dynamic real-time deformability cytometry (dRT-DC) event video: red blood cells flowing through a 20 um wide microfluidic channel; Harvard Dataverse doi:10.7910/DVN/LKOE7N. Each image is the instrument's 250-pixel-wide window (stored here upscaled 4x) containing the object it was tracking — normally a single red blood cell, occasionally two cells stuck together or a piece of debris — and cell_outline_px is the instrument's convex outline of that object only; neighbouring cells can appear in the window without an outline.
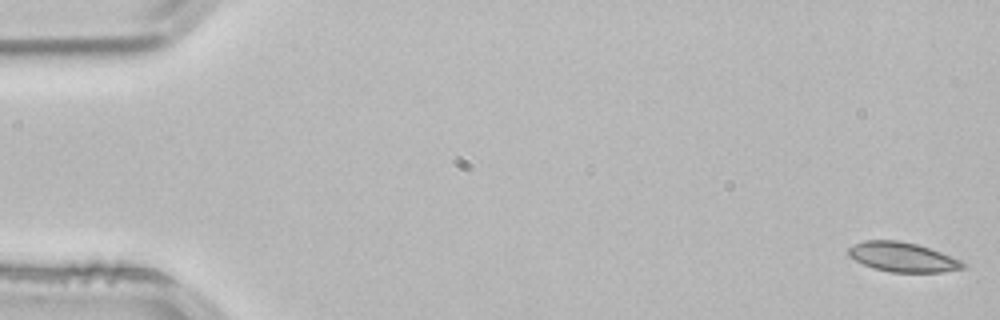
{"species": "common noctule bat (a hibernating species)", "species_latin": "Nyctalus noctula", "temperature_condition": "room temperature", "stored_images_in_passage": 53, "camera_frame_rate_fps": 3000, "um_per_image_px": 0.085, "animal": {"sex": "male", "body_mass_g": 21.5, "forearm_length_mm": 52.0}, "frame": {"image": 1, "passage_image": 1, "time_ms": 0.0, "image_size_px": [1000, 320], "cell_outline_px": [[968, 268], [940, 272], [892, 272], [876, 268], [864, 264], [848, 256], [848, 248], [864, 240], [896, 240], [916, 244], [940, 252], [960, 260], [968, 264]], "centroid_in_image_um": [76.76, 21.85], "position_along_channel_um": 8.2, "area_um2": 19.48}}
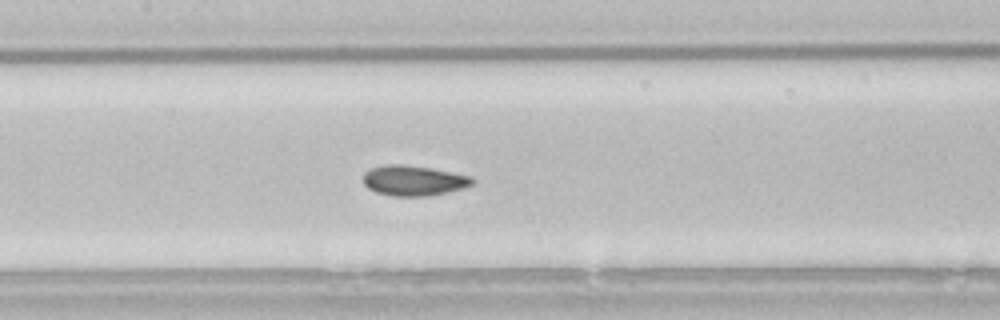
{"frame": {"image": 2, "passage_image": 25, "time_ms": 8.0, "image_size_px": [1000, 320], "cell_outline_px": [[476, 180], [472, 184], [464, 188], [428, 196], [392, 196], [376, 192], [368, 188], [364, 184], [364, 172], [372, 168], [384, 164], [404, 164], [432, 168], [472, 176]], "centroid_in_image_um": [35.17, 15.34], "position_along_channel_um": 172.2, "area_um2": 19.36}}
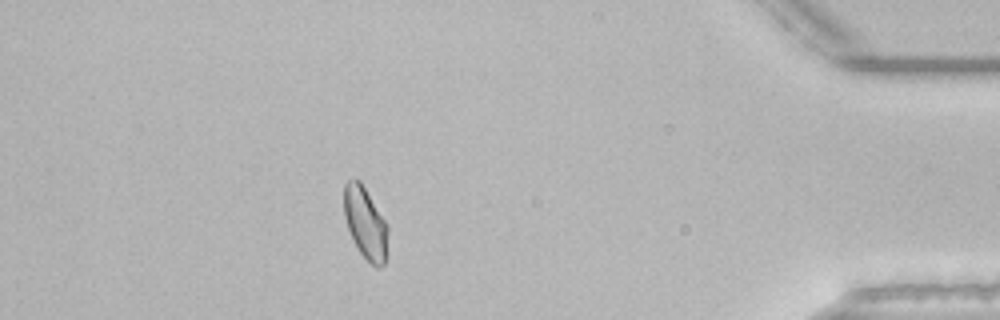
{"frame": {"image": 3, "passage_image": 47, "time_ms": 15.333, "image_size_px": [1000, 320], "cell_outline_px": [[388, 232], [384, 264], [380, 268], [376, 268], [356, 248], [352, 240], [344, 216], [344, 184], [348, 180], [360, 180], [388, 224]], "centroid_in_image_um": [31.05, 18.96], "position_along_channel_um": 404.1, "area_um2": 18.38}, "authors_computed_cell_mechanics": {"area_um2": 19.1318, "velocity_mm_per_s": 3.8241, "shape_relaxation_time_tau1_ms": 6.163, "shape_relaxation_time_tau2_ms": 1.4976, "deformation_change_tau1": 0.0999, "deformation_change_tau2": 0.0508}}